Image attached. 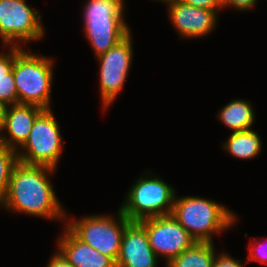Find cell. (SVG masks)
<instances>
[{"mask_svg":"<svg viewBox=\"0 0 267 267\" xmlns=\"http://www.w3.org/2000/svg\"><path fill=\"white\" fill-rule=\"evenodd\" d=\"M210 242H195L190 248L171 260L166 267H212L216 253Z\"/></svg>","mask_w":267,"mask_h":267,"instance_id":"obj_17","label":"cell"},{"mask_svg":"<svg viewBox=\"0 0 267 267\" xmlns=\"http://www.w3.org/2000/svg\"><path fill=\"white\" fill-rule=\"evenodd\" d=\"M55 169L18 162L9 180L7 195L0 207L16 213L43 219H66V210L61 205L49 174Z\"/></svg>","mask_w":267,"mask_h":267,"instance_id":"obj_1","label":"cell"},{"mask_svg":"<svg viewBox=\"0 0 267 267\" xmlns=\"http://www.w3.org/2000/svg\"><path fill=\"white\" fill-rule=\"evenodd\" d=\"M137 179L127 191L125 202L119 207L120 211L130 221L171 214L176 189L150 171Z\"/></svg>","mask_w":267,"mask_h":267,"instance_id":"obj_5","label":"cell"},{"mask_svg":"<svg viewBox=\"0 0 267 267\" xmlns=\"http://www.w3.org/2000/svg\"><path fill=\"white\" fill-rule=\"evenodd\" d=\"M221 8L226 4V0H214Z\"/></svg>","mask_w":267,"mask_h":267,"instance_id":"obj_27","label":"cell"},{"mask_svg":"<svg viewBox=\"0 0 267 267\" xmlns=\"http://www.w3.org/2000/svg\"><path fill=\"white\" fill-rule=\"evenodd\" d=\"M22 49L15 57L13 75L18 103L51 109L53 58Z\"/></svg>","mask_w":267,"mask_h":267,"instance_id":"obj_4","label":"cell"},{"mask_svg":"<svg viewBox=\"0 0 267 267\" xmlns=\"http://www.w3.org/2000/svg\"><path fill=\"white\" fill-rule=\"evenodd\" d=\"M170 22L181 38H204L216 28L219 10L194 7L181 0L167 5Z\"/></svg>","mask_w":267,"mask_h":267,"instance_id":"obj_11","label":"cell"},{"mask_svg":"<svg viewBox=\"0 0 267 267\" xmlns=\"http://www.w3.org/2000/svg\"><path fill=\"white\" fill-rule=\"evenodd\" d=\"M43 110L39 106L30 104L8 105L0 129V143L16 151L20 149L27 140L35 119ZM3 132H8V136Z\"/></svg>","mask_w":267,"mask_h":267,"instance_id":"obj_13","label":"cell"},{"mask_svg":"<svg viewBox=\"0 0 267 267\" xmlns=\"http://www.w3.org/2000/svg\"><path fill=\"white\" fill-rule=\"evenodd\" d=\"M154 1H156V0H154ZM162 2V3H165V4H169V3H171L173 0H157V2Z\"/></svg>","mask_w":267,"mask_h":267,"instance_id":"obj_28","label":"cell"},{"mask_svg":"<svg viewBox=\"0 0 267 267\" xmlns=\"http://www.w3.org/2000/svg\"><path fill=\"white\" fill-rule=\"evenodd\" d=\"M26 0H0V39L3 46L25 47L20 42L42 40L45 29L42 16Z\"/></svg>","mask_w":267,"mask_h":267,"instance_id":"obj_8","label":"cell"},{"mask_svg":"<svg viewBox=\"0 0 267 267\" xmlns=\"http://www.w3.org/2000/svg\"><path fill=\"white\" fill-rule=\"evenodd\" d=\"M130 32L123 40L97 57L102 108L107 110L123 90L133 60ZM107 108V109H106Z\"/></svg>","mask_w":267,"mask_h":267,"instance_id":"obj_9","label":"cell"},{"mask_svg":"<svg viewBox=\"0 0 267 267\" xmlns=\"http://www.w3.org/2000/svg\"><path fill=\"white\" fill-rule=\"evenodd\" d=\"M57 239V249L74 267H116L108 256L78 239L66 226Z\"/></svg>","mask_w":267,"mask_h":267,"instance_id":"obj_14","label":"cell"},{"mask_svg":"<svg viewBox=\"0 0 267 267\" xmlns=\"http://www.w3.org/2000/svg\"><path fill=\"white\" fill-rule=\"evenodd\" d=\"M46 267H74L65 256L57 249V252L51 256Z\"/></svg>","mask_w":267,"mask_h":267,"instance_id":"obj_24","label":"cell"},{"mask_svg":"<svg viewBox=\"0 0 267 267\" xmlns=\"http://www.w3.org/2000/svg\"><path fill=\"white\" fill-rule=\"evenodd\" d=\"M194 7L210 10H221L222 8L214 0H181Z\"/></svg>","mask_w":267,"mask_h":267,"instance_id":"obj_25","label":"cell"},{"mask_svg":"<svg viewBox=\"0 0 267 267\" xmlns=\"http://www.w3.org/2000/svg\"><path fill=\"white\" fill-rule=\"evenodd\" d=\"M159 257L152 250L145 227L130 221L124 228L116 267H158Z\"/></svg>","mask_w":267,"mask_h":267,"instance_id":"obj_12","label":"cell"},{"mask_svg":"<svg viewBox=\"0 0 267 267\" xmlns=\"http://www.w3.org/2000/svg\"><path fill=\"white\" fill-rule=\"evenodd\" d=\"M217 117L232 132H236L252 129L256 116L248 100L234 99L219 110Z\"/></svg>","mask_w":267,"mask_h":267,"instance_id":"obj_15","label":"cell"},{"mask_svg":"<svg viewBox=\"0 0 267 267\" xmlns=\"http://www.w3.org/2000/svg\"><path fill=\"white\" fill-rule=\"evenodd\" d=\"M0 100L6 105L18 104L13 71L9 73V78H0Z\"/></svg>","mask_w":267,"mask_h":267,"instance_id":"obj_19","label":"cell"},{"mask_svg":"<svg viewBox=\"0 0 267 267\" xmlns=\"http://www.w3.org/2000/svg\"><path fill=\"white\" fill-rule=\"evenodd\" d=\"M7 106L8 105H6L2 100H0V129L4 123Z\"/></svg>","mask_w":267,"mask_h":267,"instance_id":"obj_26","label":"cell"},{"mask_svg":"<svg viewBox=\"0 0 267 267\" xmlns=\"http://www.w3.org/2000/svg\"><path fill=\"white\" fill-rule=\"evenodd\" d=\"M83 31L95 55L106 53L131 31L125 22L124 0H86Z\"/></svg>","mask_w":267,"mask_h":267,"instance_id":"obj_3","label":"cell"},{"mask_svg":"<svg viewBox=\"0 0 267 267\" xmlns=\"http://www.w3.org/2000/svg\"><path fill=\"white\" fill-rule=\"evenodd\" d=\"M226 153L238 159H253L262 150V141L259 134L252 130L236 131L229 135L228 140L222 143Z\"/></svg>","mask_w":267,"mask_h":267,"instance_id":"obj_16","label":"cell"},{"mask_svg":"<svg viewBox=\"0 0 267 267\" xmlns=\"http://www.w3.org/2000/svg\"><path fill=\"white\" fill-rule=\"evenodd\" d=\"M257 2L258 0H226V4L222 8L224 9L230 6L238 11H249Z\"/></svg>","mask_w":267,"mask_h":267,"instance_id":"obj_23","label":"cell"},{"mask_svg":"<svg viewBox=\"0 0 267 267\" xmlns=\"http://www.w3.org/2000/svg\"><path fill=\"white\" fill-rule=\"evenodd\" d=\"M17 162L16 150L0 143V206L6 198L11 173Z\"/></svg>","mask_w":267,"mask_h":267,"instance_id":"obj_18","label":"cell"},{"mask_svg":"<svg viewBox=\"0 0 267 267\" xmlns=\"http://www.w3.org/2000/svg\"><path fill=\"white\" fill-rule=\"evenodd\" d=\"M248 255V258L246 259L247 263L251 261H258L261 264H267V238L266 243L262 241L260 243L257 240L252 243V241L250 240Z\"/></svg>","mask_w":267,"mask_h":267,"instance_id":"obj_21","label":"cell"},{"mask_svg":"<svg viewBox=\"0 0 267 267\" xmlns=\"http://www.w3.org/2000/svg\"><path fill=\"white\" fill-rule=\"evenodd\" d=\"M117 220L112 215H89L80 220H69L65 226L83 243L110 257L115 263L120 252L125 226L130 220L118 209ZM67 222V223H66Z\"/></svg>","mask_w":267,"mask_h":267,"instance_id":"obj_7","label":"cell"},{"mask_svg":"<svg viewBox=\"0 0 267 267\" xmlns=\"http://www.w3.org/2000/svg\"><path fill=\"white\" fill-rule=\"evenodd\" d=\"M7 53H0V78H9V73L13 69L16 55L23 49L22 47L8 46Z\"/></svg>","mask_w":267,"mask_h":267,"instance_id":"obj_20","label":"cell"},{"mask_svg":"<svg viewBox=\"0 0 267 267\" xmlns=\"http://www.w3.org/2000/svg\"><path fill=\"white\" fill-rule=\"evenodd\" d=\"M139 222L146 229L152 250L165 258L166 265L196 242L171 214Z\"/></svg>","mask_w":267,"mask_h":267,"instance_id":"obj_10","label":"cell"},{"mask_svg":"<svg viewBox=\"0 0 267 267\" xmlns=\"http://www.w3.org/2000/svg\"><path fill=\"white\" fill-rule=\"evenodd\" d=\"M241 261V259L237 261L228 253L220 252L216 253L212 267H244Z\"/></svg>","mask_w":267,"mask_h":267,"instance_id":"obj_22","label":"cell"},{"mask_svg":"<svg viewBox=\"0 0 267 267\" xmlns=\"http://www.w3.org/2000/svg\"><path fill=\"white\" fill-rule=\"evenodd\" d=\"M58 124L53 111L44 109L35 119L25 143L16 151L18 160L57 170L62 146L65 145Z\"/></svg>","mask_w":267,"mask_h":267,"instance_id":"obj_6","label":"cell"},{"mask_svg":"<svg viewBox=\"0 0 267 267\" xmlns=\"http://www.w3.org/2000/svg\"><path fill=\"white\" fill-rule=\"evenodd\" d=\"M171 215L196 242L214 243L213 234L227 231L237 221V216L224 205L190 195H176Z\"/></svg>","mask_w":267,"mask_h":267,"instance_id":"obj_2","label":"cell"}]
</instances>
